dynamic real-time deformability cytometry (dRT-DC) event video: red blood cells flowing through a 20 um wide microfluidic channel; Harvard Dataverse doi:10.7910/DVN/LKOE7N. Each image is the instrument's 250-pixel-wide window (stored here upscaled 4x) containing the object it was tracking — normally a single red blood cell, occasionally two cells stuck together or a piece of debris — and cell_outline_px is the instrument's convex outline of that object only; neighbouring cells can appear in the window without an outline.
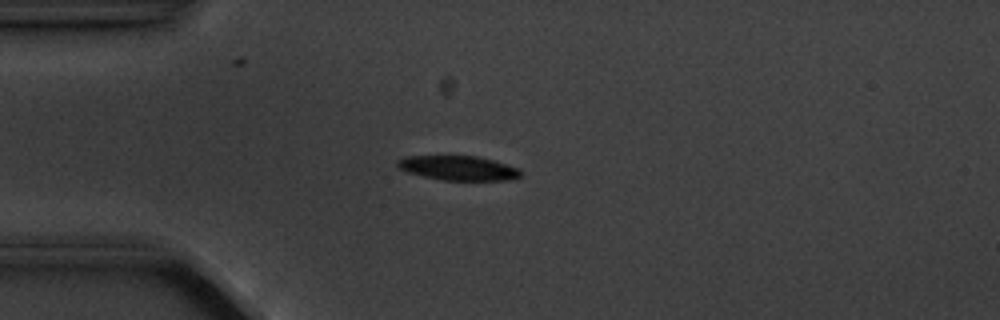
{"species": "common noctule bat (a hibernating species)", "species_latin": "Nyctalus noctula", "temperature_condition": "cold", "stored_images_in_passage": 10, "camera_frame_rate_fps": 3000, "um_per_image_px": 0.085, "animal": {"sex": "male", "body_mass_g": 20.1, "forearm_length_mm": 53.5}, "frame": {"image": 1, "passage_image": 4, "time_ms": 3.667, "image_size_px": [1000, 320], "cell_outline_px": [[520, 176], [508, 180], [444, 180], [424, 176], [408, 172], [400, 168], [396, 164], [396, 160], [404, 156], [476, 156], [492, 160], [516, 168], [520, 172]], "centroid_in_image_um": [38.89, 14.28], "position_along_channel_um": 46.1, "area_um2": 17.22}}